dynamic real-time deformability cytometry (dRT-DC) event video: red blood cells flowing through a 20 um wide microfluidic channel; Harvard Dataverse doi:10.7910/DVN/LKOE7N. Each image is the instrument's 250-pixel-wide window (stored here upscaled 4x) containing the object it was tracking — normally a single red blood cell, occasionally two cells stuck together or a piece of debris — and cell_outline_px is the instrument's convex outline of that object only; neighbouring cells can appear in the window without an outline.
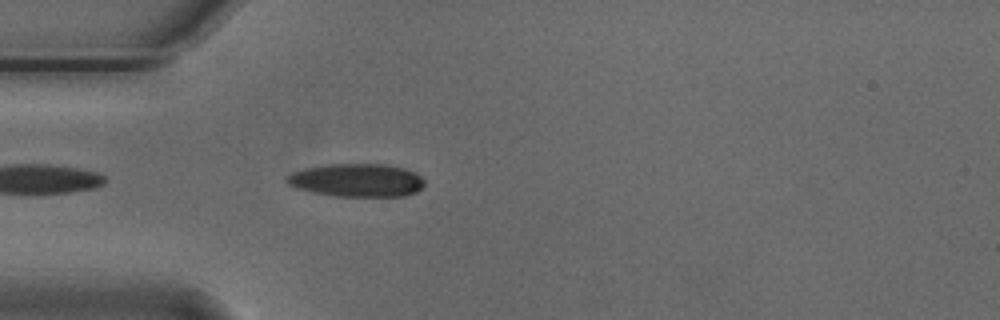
{"species": "Egyptian fruit bat (a non-hibernating species)", "species_latin": "Rousettus aegyptiacus", "temperature_condition": "cold", "stored_images_in_passage": 42, "camera_frame_rate_fps": 3000, "um_per_image_px": 0.085, "animal": {"sex": "male"}, "frame": {"image": 1, "passage_image": 3, "time_ms": 0.667, "image_size_px": [1000, 320], "cell_outline_px": [[424, 184], [416, 192], [404, 196], [336, 196], [312, 192], [296, 188], [288, 184], [284, 180], [292, 172], [304, 168], [328, 164], [384, 164], [404, 168], [420, 176], [424, 180]], "centroid_in_image_um": [30.3, 15.32], "position_along_channel_um": 54.7, "area_um2": 26.53}}
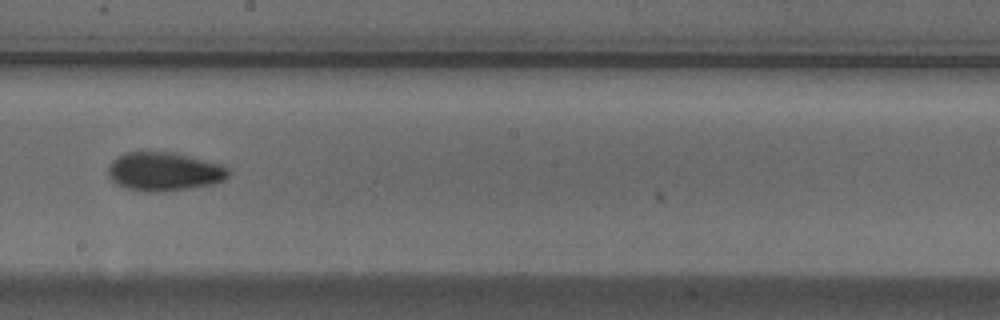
{"frame": {"image": 2, "passage_image": 18, "time_ms": 5.667, "image_size_px": [1000, 320], "cell_outline_px": [[228, 176], [224, 180], [212, 184], [164, 192], [148, 192], [124, 188], [116, 184], [108, 176], [108, 164], [112, 160], [124, 152], [176, 152], [224, 164], [228, 168]], "centroid_in_image_um": [13.94, 14.57], "position_along_channel_um": 234.3, "area_um2": 27.51}}
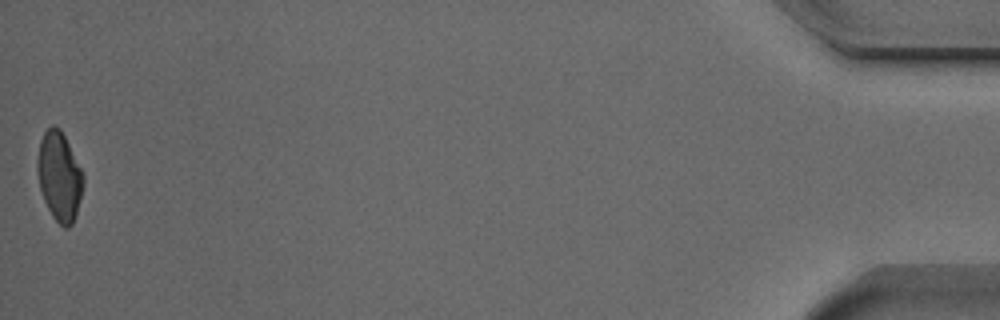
{"frame": {"image": 3, "passage_image": 42, "time_ms": 13.667, "image_size_px": [1000, 320], "cell_outline_px": [[84, 184], [76, 212], [72, 224], [68, 228], [64, 228], [52, 216], [44, 200], [40, 188], [36, 168], [36, 164], [40, 140], [44, 132], [52, 124], [60, 128], [84, 176]], "centroid_in_image_um": [5.02, 14.98], "position_along_channel_um": 430.2, "area_um2": 23.52}, "authors_computed_cell_mechanics": {"area_um2": 25.2875, "velocity_mm_per_s": 3.72, "shape_relaxation_time_tau1_ms": 3.935, "shape_relaxation_time_tau2_ms": 2.8574, "deformation_change_tau1": 0.1184, "deformation_change_tau2": 0.084}}